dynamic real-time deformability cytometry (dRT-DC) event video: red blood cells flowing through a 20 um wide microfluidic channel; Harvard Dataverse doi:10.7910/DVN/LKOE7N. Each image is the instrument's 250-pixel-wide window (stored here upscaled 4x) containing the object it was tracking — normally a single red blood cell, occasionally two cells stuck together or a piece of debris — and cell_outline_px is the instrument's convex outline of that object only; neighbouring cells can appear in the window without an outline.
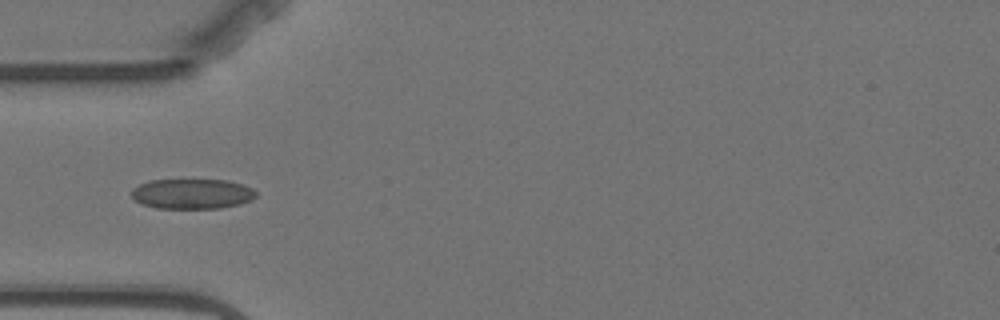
{"species": "Egyptian fruit bat (a non-hibernating species)", "species_latin": "Rousettus aegyptiacus", "temperature_condition": "warm", "stored_images_in_passage": 6, "camera_frame_rate_fps": 3000, "um_per_image_px": 0.085, "animal": {"sex": "female"}, "frame": {"image": 1, "passage_image": 5, "time_ms": 4.667, "image_size_px": [1000, 320], "cell_outline_px": [[256, 196], [252, 200], [240, 204], [220, 208], [156, 208], [140, 204], [132, 196], [132, 188], [148, 180], [228, 180], [244, 184], [252, 188], [256, 192]], "centroid_in_image_um": [16.34, 16.47], "position_along_channel_um": 68.7, "area_um2": 21.96}}
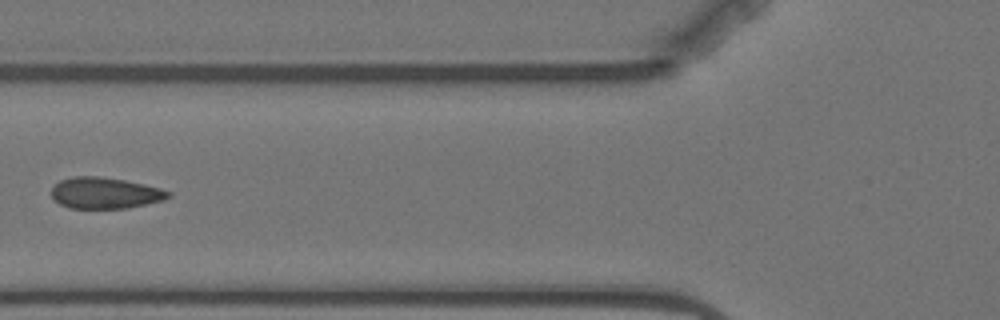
{"frame": {"image": 2, "passage_image": 6, "time_ms": 6.0, "image_size_px": [1000, 320], "cell_outline_px": [[172, 196], [164, 200], [128, 208], [68, 208], [60, 204], [52, 196], [52, 188], [60, 180], [72, 176], [100, 176], [124, 180], [144, 184], [160, 188], [172, 192]], "centroid_in_image_um": [8.95, 16.4], "position_along_channel_um": 116.8, "area_um2": 21.33}}